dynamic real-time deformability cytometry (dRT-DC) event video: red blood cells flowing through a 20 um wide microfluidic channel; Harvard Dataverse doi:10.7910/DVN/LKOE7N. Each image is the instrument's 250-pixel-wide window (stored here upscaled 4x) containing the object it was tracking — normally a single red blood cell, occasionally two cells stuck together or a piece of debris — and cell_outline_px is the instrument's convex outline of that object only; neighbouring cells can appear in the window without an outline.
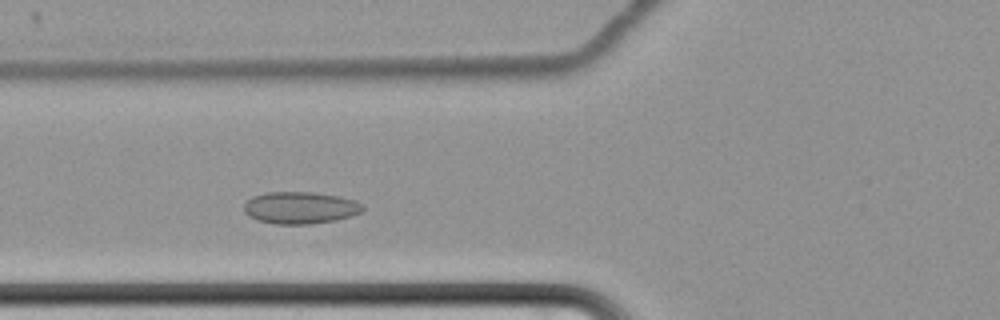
{"species": "common noctule bat (a hibernating species)", "species_latin": "Nyctalus noctula", "temperature_condition": "cold", "stored_images_in_passage": 51, "camera_frame_rate_fps": 3000, "um_per_image_px": 0.085, "animal": {"sex": "female", "body_mass_g": 22.7, "forearm_length_mm": 54.2}, "frame": {"image": 1, "passage_image": 14, "time_ms": 4.333, "image_size_px": [1000, 320], "cell_outline_px": [[364, 208], [360, 212], [336, 220], [308, 224], [276, 224], [256, 220], [244, 212], [244, 204], [252, 196], [264, 192], [312, 192], [340, 196], [356, 200], [364, 204]], "centroid_in_image_um": [25.51, 17.65], "position_along_channel_um": 100.3, "area_um2": 22.25}}
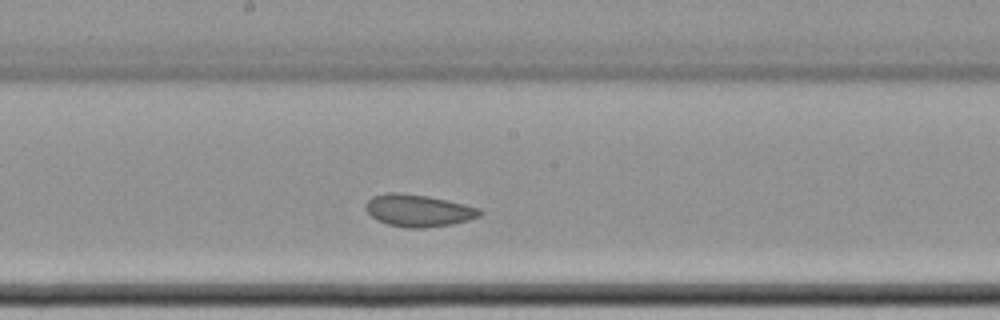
{"frame": {"image": 2, "passage_image": 24, "time_ms": 7.667, "image_size_px": [1000, 320], "cell_outline_px": [[484, 212], [480, 216], [468, 220], [448, 224], [424, 228], [408, 228], [388, 224], [376, 220], [364, 208], [364, 204], [372, 196], [388, 192], [400, 192], [428, 196], [464, 204], [480, 208]], "centroid_in_image_um": [35.53, 17.88], "position_along_channel_um": 212.7, "area_um2": 21.39}}
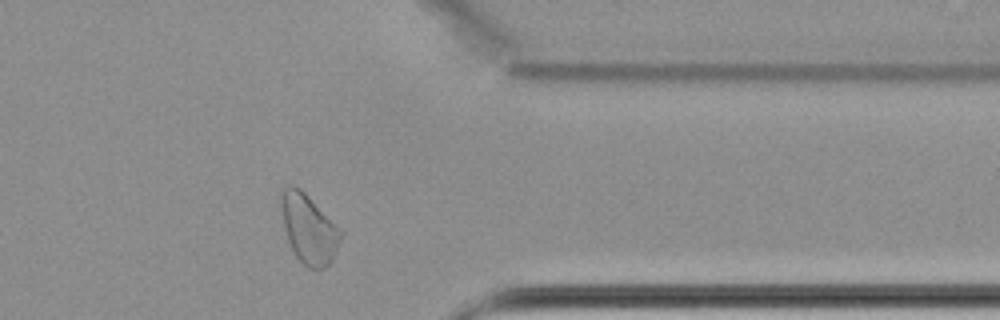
{"frame": {"image": 3, "passage_image": 40, "time_ms": 13.0, "image_size_px": [1000, 320], "cell_outline_px": [[344, 232], [332, 260], [324, 268], [308, 268], [296, 256], [288, 240], [284, 224], [280, 200], [280, 192], [288, 184], [292, 184], [300, 188]], "centroid_in_image_um": [26.25, 19.42], "position_along_channel_um": 385.2, "area_um2": 23.76}, "authors_computed_cell_mechanics": {"area_um2": 22.542, "velocity_mm_per_s": 3.3776, "shape_relaxation_time_tau1_ms": null, "shape_relaxation_time_tau2_ms": 1.9205, "deformation_change_tau1": null, "deformation_change_tau2": 0.0584}}